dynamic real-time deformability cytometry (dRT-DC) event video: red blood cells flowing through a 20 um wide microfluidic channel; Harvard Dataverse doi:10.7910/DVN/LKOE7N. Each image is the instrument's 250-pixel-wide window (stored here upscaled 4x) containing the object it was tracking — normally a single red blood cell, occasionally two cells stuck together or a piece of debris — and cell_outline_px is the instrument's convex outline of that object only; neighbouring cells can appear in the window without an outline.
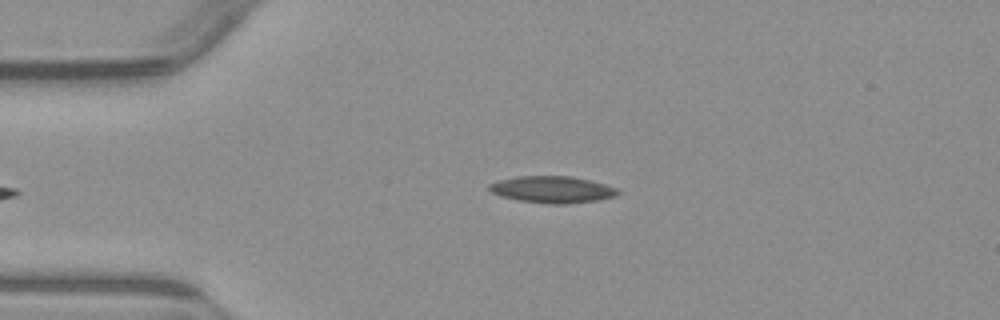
{"species": "common noctule bat (a hibernating species)", "species_latin": "Nyctalus noctula", "temperature_condition": "warm", "stored_images_in_passage": 6, "camera_frame_rate_fps": 3000, "um_per_image_px": 0.085, "animal": {"sex": "male", "body_mass_g": 23.1, "forearm_length_mm": 52.7}, "frame": {"image": 1, "passage_image": 6, "time_ms": 6.0, "image_size_px": [1000, 320], "cell_outline_px": [[620, 192], [616, 196], [596, 200], [568, 204], [548, 204], [516, 200], [500, 196], [492, 192], [488, 188], [488, 184], [500, 180], [520, 176], [568, 176], [588, 180], [604, 184], [616, 188]], "centroid_in_image_um": [46.92, 16.12], "position_along_channel_um": 38.1, "area_um2": 19.94}}